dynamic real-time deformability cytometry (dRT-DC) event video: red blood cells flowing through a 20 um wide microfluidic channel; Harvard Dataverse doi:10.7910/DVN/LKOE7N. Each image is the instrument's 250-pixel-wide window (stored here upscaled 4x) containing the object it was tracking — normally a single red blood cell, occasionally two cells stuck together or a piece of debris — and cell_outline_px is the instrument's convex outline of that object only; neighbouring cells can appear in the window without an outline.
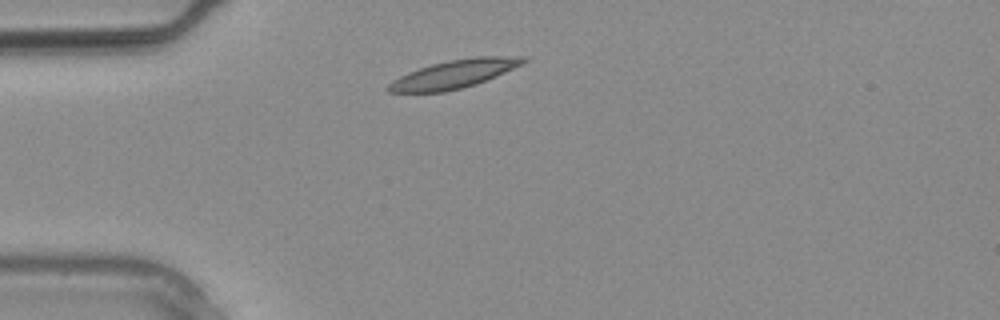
{"species": "common noctule bat (a hibernating species)", "species_latin": "Nyctalus noctula", "temperature_condition": "warm", "stored_images_in_passage": 1, "camera_frame_rate_fps": 3000, "um_per_image_px": 0.085, "animal": {"sex": "male", "body_mass_g": 20.4}, "frame": {"image": 1, "passage_image": 1, "time_ms": 0.0, "image_size_px": [1000, 320], "cell_outline_px": [[528, 60], [496, 76], [476, 84], [444, 92], [388, 92], [384, 88], [392, 80], [408, 72], [432, 64], [448, 60], [476, 56], [528, 56]], "centroid_in_image_um": [38.57, 6.29], "position_along_channel_um": 46.4, "area_um2": 22.08}}